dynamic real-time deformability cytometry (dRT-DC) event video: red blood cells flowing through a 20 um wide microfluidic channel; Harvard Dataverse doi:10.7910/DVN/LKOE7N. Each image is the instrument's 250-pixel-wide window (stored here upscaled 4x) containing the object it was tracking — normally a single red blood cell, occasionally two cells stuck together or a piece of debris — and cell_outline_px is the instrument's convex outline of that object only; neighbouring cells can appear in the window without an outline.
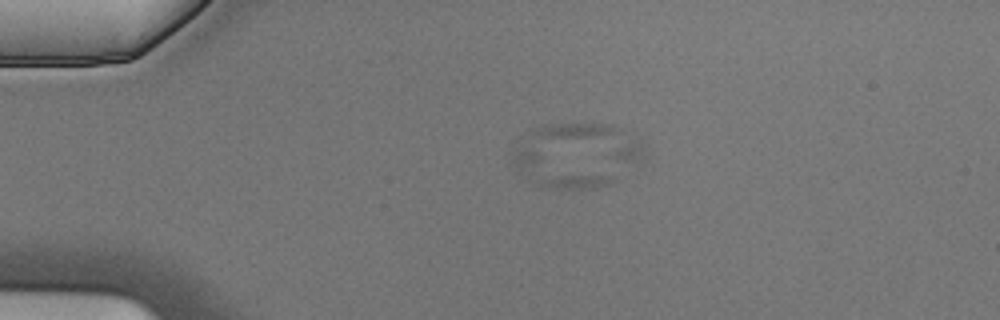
{"species": "Egyptian fruit bat (a non-hibernating species)", "species_latin": "Rousettus aegyptiacus", "temperature_condition": "cold", "stored_images_in_passage": 6, "camera_frame_rate_fps": 3000, "um_per_image_px": 0.085, "animal": {"sex": "male"}, "frame": {"image": 1, "passage_image": 3, "time_ms": 0.667, "image_size_px": [1000, 320], "cell_outline_px": [[616, 180], [612, 184], [596, 188], [552, 188], [536, 184], [516, 168], [516, 152], [536, 152], [612, 176]], "centroid_in_image_um": [47.53, 14.66], "position_along_channel_um": 37.5, "area_um2": 16.3}}